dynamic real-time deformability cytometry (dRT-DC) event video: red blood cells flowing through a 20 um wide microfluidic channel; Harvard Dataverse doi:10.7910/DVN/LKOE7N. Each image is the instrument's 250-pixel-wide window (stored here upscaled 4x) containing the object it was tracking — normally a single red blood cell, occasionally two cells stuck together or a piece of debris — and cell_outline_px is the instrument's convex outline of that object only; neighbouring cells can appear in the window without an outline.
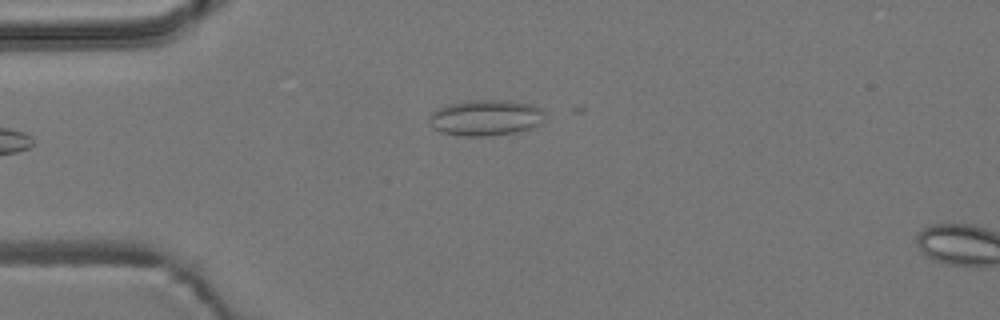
{"species": "common noctule bat (a hibernating species)", "species_latin": "Nyctalus noctula", "temperature_condition": "room temperature", "stored_images_in_passage": 3, "camera_frame_rate_fps": 3000, "um_per_image_px": 0.085, "animal": {"sex": "male", "body_mass_g": 19.2, "forearm_length_mm": 51.8}, "frame": {"image": 1, "passage_image": 3, "time_ms": 0.667, "image_size_px": [1000, 320], "cell_outline_px": [[544, 116], [536, 124], [528, 128], [512, 132], [492, 136], [460, 136], [440, 132], [428, 120], [428, 116], [436, 108], [448, 104], [472, 100], [508, 100], [532, 104], [540, 108], [544, 112]], "centroid_in_image_um": [41.22, 9.99], "position_along_channel_um": 43.8, "area_um2": 23.99}}